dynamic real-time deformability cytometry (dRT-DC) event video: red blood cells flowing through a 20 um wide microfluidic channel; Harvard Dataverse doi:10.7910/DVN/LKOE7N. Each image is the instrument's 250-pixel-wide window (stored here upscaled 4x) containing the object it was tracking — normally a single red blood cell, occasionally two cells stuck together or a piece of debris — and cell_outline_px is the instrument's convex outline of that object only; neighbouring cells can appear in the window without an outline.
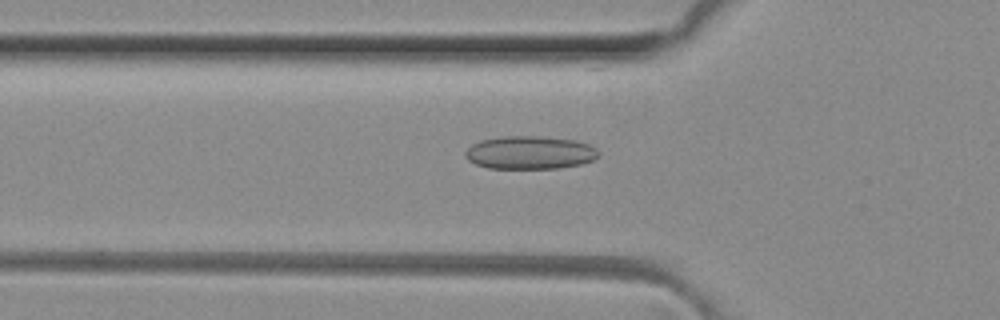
{"species": "common noctule bat (a hibernating species)", "species_latin": "Nyctalus noctula", "temperature_condition": "room temperature", "stored_images_in_passage": 37, "camera_frame_rate_fps": 3000, "um_per_image_px": 0.085, "animal": {"sex": "female", "body_mass_g": 29.2, "forearm_length_mm": 56.3}, "frame": {"image": 1, "passage_image": 4, "time_ms": 1.0, "image_size_px": [1000, 320], "cell_outline_px": [[600, 156], [592, 160], [580, 164], [560, 168], [488, 168], [476, 164], [468, 160], [464, 156], [464, 152], [472, 144], [480, 140], [500, 136], [540, 136], [576, 140], [588, 144], [596, 148], [600, 152]], "centroid_in_image_um": [45.04, 12.96], "position_along_channel_um": 80.8, "area_um2": 25.89}}
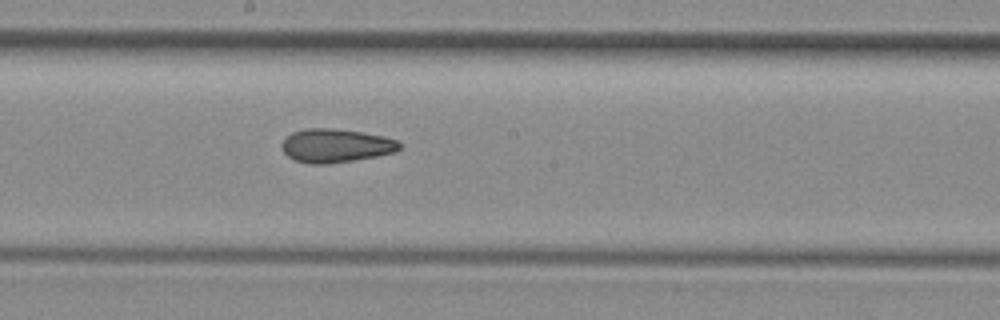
{"frame": {"image": 2, "passage_image": 14, "time_ms": 4.333, "image_size_px": [1000, 320], "cell_outline_px": [[400, 148], [396, 152], [376, 156], [328, 164], [312, 164], [296, 160], [288, 156], [284, 152], [280, 144], [292, 132], [308, 128], [332, 128], [360, 132], [384, 136], [396, 140], [400, 144]], "centroid_in_image_um": [28.53, 12.38], "position_along_channel_um": 219.7, "area_um2": 22.83}}
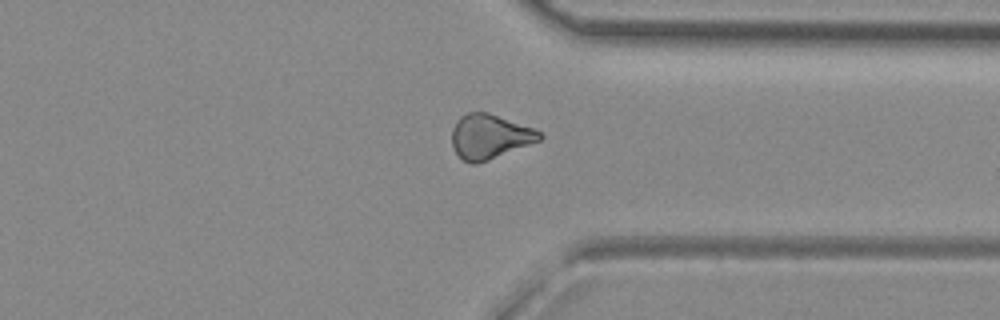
{"frame": {"image": 3, "passage_image": 25, "time_ms": 8.0, "image_size_px": [1000, 320], "cell_outline_px": [[544, 136], [540, 140], [488, 160], [476, 164], [472, 164], [464, 160], [456, 152], [452, 144], [452, 128], [456, 120], [460, 116], [468, 112], [488, 112], [536, 128]], "centroid_in_image_um": [41.62, 11.58], "position_along_channel_um": 369.8, "area_um2": 22.77}, "authors_computed_cell_mechanics": {"area_um2": 22.7732, "velocity_mm_per_s": 4.1433, "shape_relaxation_time_tau1_ms": null, "shape_relaxation_time_tau2_ms": 4.5709, "deformation_change_tau1": null, "deformation_change_tau2": 0.1152}}